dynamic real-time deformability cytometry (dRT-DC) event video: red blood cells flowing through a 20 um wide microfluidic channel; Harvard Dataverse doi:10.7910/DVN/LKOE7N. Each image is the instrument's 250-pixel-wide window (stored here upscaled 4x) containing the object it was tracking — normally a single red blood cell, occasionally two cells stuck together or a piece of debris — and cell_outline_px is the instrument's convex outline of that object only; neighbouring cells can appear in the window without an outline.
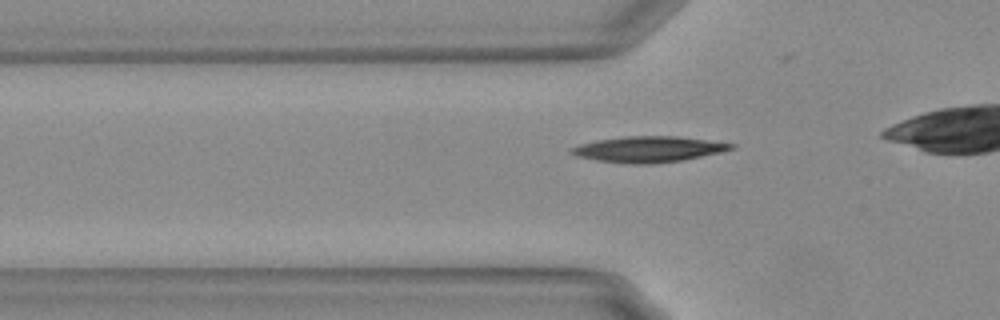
{"species": "Egyptian fruit bat (a non-hibernating species)", "species_latin": "Rousettus aegyptiacus", "temperature_condition": "warm", "stored_images_in_passage": 36, "camera_frame_rate_fps": 3000, "um_per_image_px": 0.085, "animal": {"sex": "female"}, "frame": {"image": 1, "passage_image": 9, "time_ms": 2.667, "image_size_px": [1000, 320], "cell_outline_px": [[736, 144], [732, 148], [720, 152], [680, 160], [652, 164], [632, 164], [596, 160], [576, 156], [568, 152], [568, 148], [580, 144], [596, 140], [624, 136], [680, 136]], "centroid_in_image_um": [55.05, 12.68], "position_along_channel_um": 70.8, "area_um2": 23.99}}
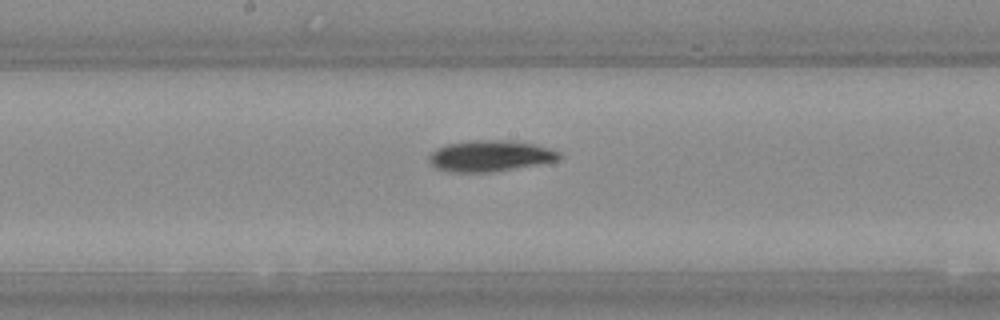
{"frame": {"image": 2, "passage_image": 20, "time_ms": 6.333, "image_size_px": [1000, 320], "cell_outline_px": [[560, 160], [492, 172], [448, 172], [436, 168], [428, 160], [432, 152], [436, 148], [448, 144], [468, 140], [516, 140], [536, 144], [560, 152]], "centroid_in_image_um": [41.66, 13.24], "position_along_channel_um": 206.5, "area_um2": 23.7}}
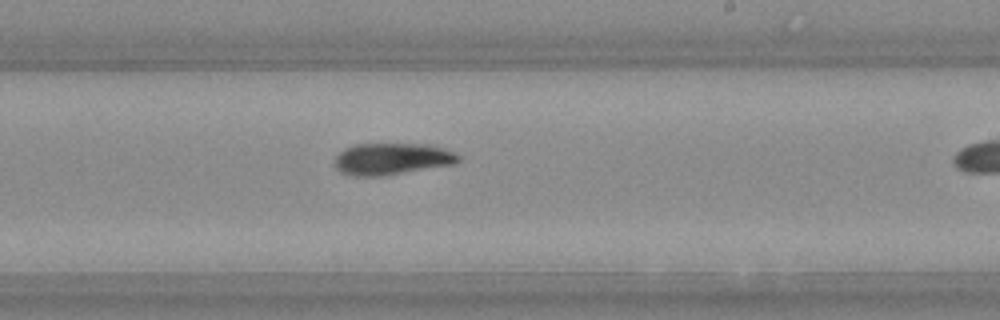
{"frame": {"image": 3, "passage_image": 24, "time_ms": 7.667, "image_size_px": [1000, 320], "cell_outline_px": [[460, 160], [456, 164], [384, 176], [352, 176], [340, 172], [332, 164], [336, 156], [344, 148], [352, 144], [432, 144], [444, 148], [460, 156]], "centroid_in_image_um": [33.29, 13.51], "position_along_channel_um": 255.7, "area_um2": 23.29}}